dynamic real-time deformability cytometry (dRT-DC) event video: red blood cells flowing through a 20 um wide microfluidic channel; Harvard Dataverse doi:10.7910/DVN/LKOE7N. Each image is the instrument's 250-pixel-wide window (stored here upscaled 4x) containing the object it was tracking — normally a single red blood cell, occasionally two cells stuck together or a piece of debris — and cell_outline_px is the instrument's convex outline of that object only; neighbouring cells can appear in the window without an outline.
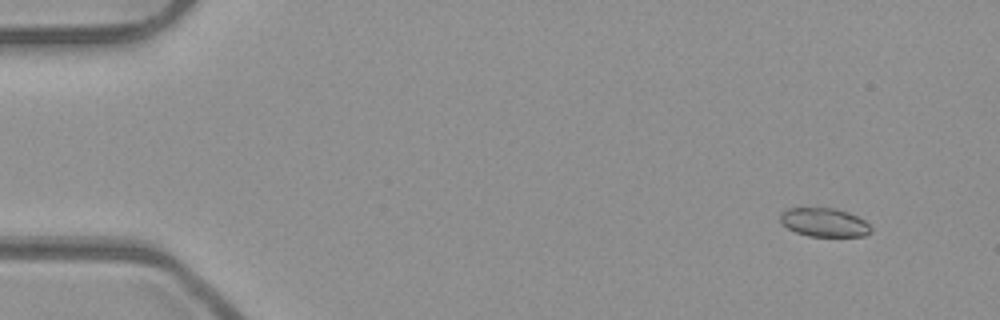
{"species": "common noctule bat (a hibernating species)", "species_latin": "Nyctalus noctula", "temperature_condition": "room temperature", "stored_images_in_passage": 52, "camera_frame_rate_fps": 3000, "um_per_image_px": 0.085, "animal": {"sex": "male", "body_mass_g": 23.1, "forearm_length_mm": 52.7}, "frame": {"image": 1, "passage_image": 4, "time_ms": 1.0, "image_size_px": [1000, 320], "cell_outline_px": [[872, 232], [864, 236], [808, 236], [796, 232], [788, 228], [780, 220], [780, 212], [788, 208], [836, 208], [848, 212], [864, 220], [872, 228]], "centroid_in_image_um": [70.07, 18.9], "position_along_channel_um": 14.9, "area_um2": 15.14}}
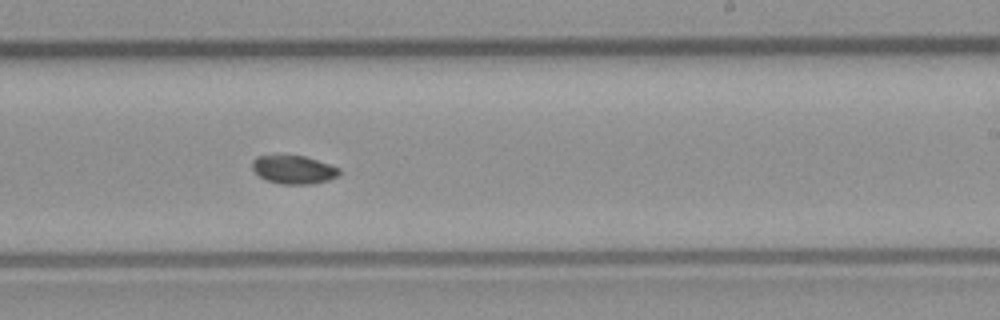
{"frame": {"image": 2, "passage_image": 32, "time_ms": 10.333, "image_size_px": [1000, 320], "cell_outline_px": [[340, 176], [328, 180], [312, 184], [280, 184], [268, 180], [260, 176], [252, 168], [252, 160], [256, 156], [276, 152], [304, 156], [340, 168]], "centroid_in_image_um": [24.92, 14.37], "position_along_channel_um": 264.1, "area_um2": 14.91}}
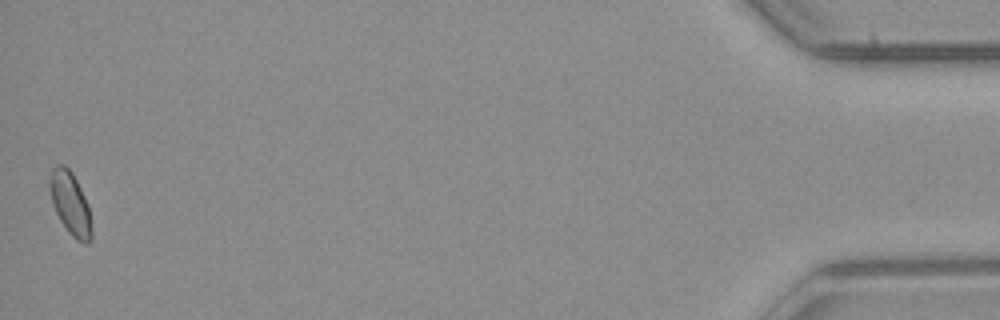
{"frame": {"image": 3, "passage_image": 52, "time_ms": 17.0, "image_size_px": [1000, 320], "cell_outline_px": [[92, 240], [88, 244], [84, 244], [76, 240], [68, 232], [60, 220], [52, 204], [48, 184], [48, 180], [52, 168], [56, 164], [64, 164], [72, 172], [88, 204], [92, 228]], "centroid_in_image_um": [5.97, 17.31], "position_along_channel_um": 429.2, "area_um2": 15.61}, "authors_computed_cell_mechanics": {"area_um2": 14.9702, "velocity_mm_per_s": 3.9467, "shape_relaxation_time_tau1_ms": null, "shape_relaxation_time_tau2_ms": 1.4147, "deformation_change_tau1": null, "deformation_change_tau2": 0.0319}}